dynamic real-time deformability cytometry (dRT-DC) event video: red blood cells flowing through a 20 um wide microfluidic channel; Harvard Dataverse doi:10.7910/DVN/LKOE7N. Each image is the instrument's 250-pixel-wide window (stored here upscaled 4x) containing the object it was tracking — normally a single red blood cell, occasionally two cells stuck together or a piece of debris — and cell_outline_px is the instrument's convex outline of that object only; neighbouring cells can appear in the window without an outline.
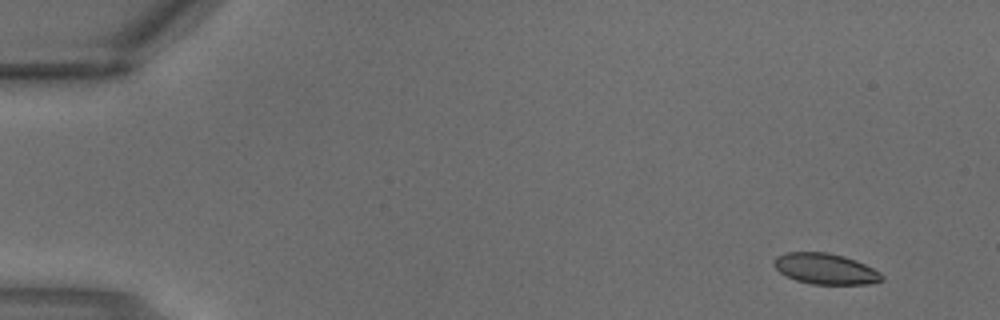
{"species": "common noctule bat (a hibernating species)", "species_latin": "Nyctalus noctula", "temperature_condition": "warm", "stored_images_in_passage": 2, "camera_frame_rate_fps": 3000, "um_per_image_px": 0.085, "animal": {"sex": "male", "body_mass_g": 18.8}, "frame": {"image": 1, "passage_image": 1, "time_ms": 0.0, "image_size_px": [1000, 320], "cell_outline_px": [[884, 280], [868, 284], [812, 284], [796, 280], [780, 272], [772, 264], [772, 260], [776, 256], [788, 252], [828, 252], [844, 256], [856, 260], [880, 272], [884, 276]], "centroid_in_image_um": [70.16, 22.84], "position_along_channel_um": 14.8, "area_um2": 19.42}}